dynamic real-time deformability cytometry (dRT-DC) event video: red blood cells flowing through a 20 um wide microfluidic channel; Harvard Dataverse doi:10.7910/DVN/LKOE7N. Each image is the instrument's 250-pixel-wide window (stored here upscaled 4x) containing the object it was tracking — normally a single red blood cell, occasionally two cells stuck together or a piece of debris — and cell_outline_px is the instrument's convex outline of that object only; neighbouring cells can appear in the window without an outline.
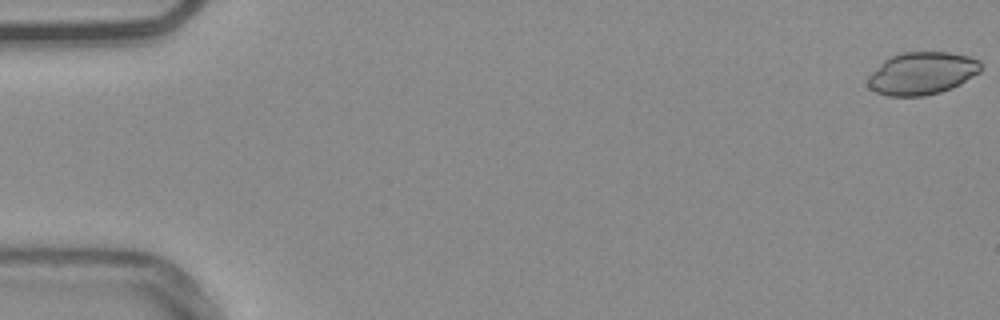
{"species": "common noctule bat (a hibernating species)", "species_latin": "Nyctalus noctula", "temperature_condition": "warm", "stored_images_in_passage": 12, "camera_frame_rate_fps": 3000, "um_per_image_px": 0.085, "animal": {"sex": "male", "body_mass_g": 20.4}, "frame": {"image": 1, "passage_image": 1, "time_ms": 0.0, "image_size_px": [1000, 320], "cell_outline_px": [[980, 72], [960, 84], [952, 88], [940, 92], [924, 96], [888, 96], [876, 92], [868, 88], [868, 76], [884, 60], [892, 56], [904, 52], [948, 52], [968, 56], [980, 60]], "centroid_in_image_um": [78.36, 6.24], "position_along_channel_um": 6.6, "area_um2": 27.98}}